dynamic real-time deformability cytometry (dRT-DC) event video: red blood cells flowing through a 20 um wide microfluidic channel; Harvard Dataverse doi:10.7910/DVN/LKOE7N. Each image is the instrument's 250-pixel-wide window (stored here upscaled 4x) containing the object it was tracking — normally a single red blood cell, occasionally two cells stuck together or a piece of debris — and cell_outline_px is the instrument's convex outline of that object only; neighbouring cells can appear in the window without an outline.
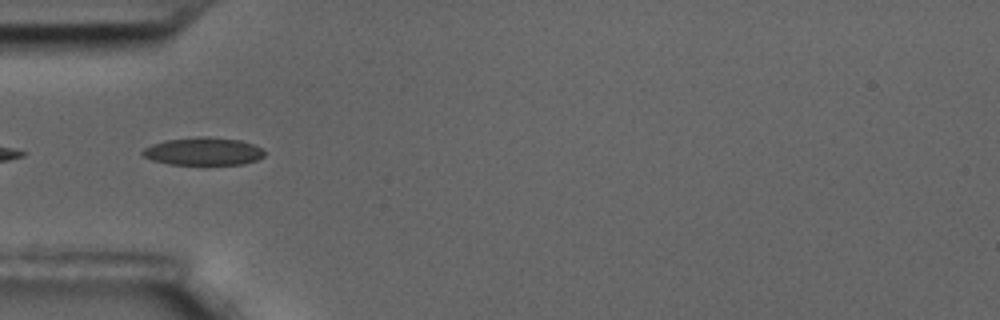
{"species": "common noctule bat (a hibernating species)", "species_latin": "Nyctalus noctula", "temperature_condition": "room temperature", "stored_images_in_passage": 11, "camera_frame_rate_fps": 3000, "um_per_image_px": 0.085, "animal": {"sex": "male", "body_mass_g": 17.5, "forearm_length_mm": 52.3}, "frame": {"image": 1, "passage_image": 2, "time_ms": 0.333, "image_size_px": [1000, 320], "cell_outline_px": [[264, 156], [256, 160], [244, 164], [168, 164], [152, 160], [144, 156], [140, 152], [144, 148], [152, 144], [164, 140], [200, 136], [208, 136], [240, 140], [252, 144], [260, 148], [264, 152]], "centroid_in_image_um": [17.25, 12.86], "position_along_channel_um": 67.8, "area_um2": 19.71}}